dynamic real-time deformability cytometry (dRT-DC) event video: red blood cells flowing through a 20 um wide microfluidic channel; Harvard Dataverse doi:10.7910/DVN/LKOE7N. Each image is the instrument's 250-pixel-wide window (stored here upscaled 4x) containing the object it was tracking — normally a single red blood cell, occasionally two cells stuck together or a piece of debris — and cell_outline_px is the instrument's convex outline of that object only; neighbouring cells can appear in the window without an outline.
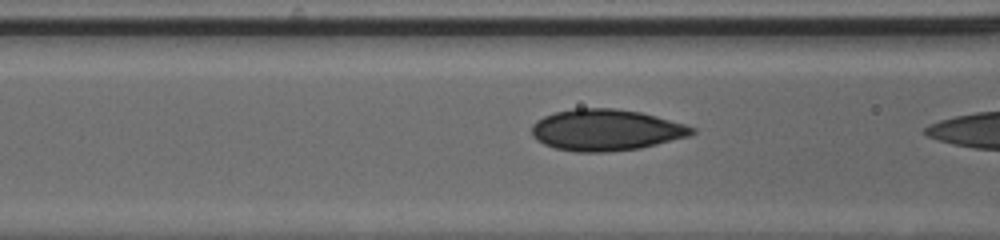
{"species": "human", "species_latin": "Homo sapiens", "temperature_condition": "cold", "stored_images_in_passage": 12, "camera_frame_rate_fps": 3000, "um_per_image_px": 0.085, "donor": {"sex": "male"}, "frame": {"image": 1, "passage_image": 11, "time_ms": 3.333, "image_size_px": [1000, 240], "cell_outline_px": [[696, 132], [688, 136], [640, 148], [604, 152], [576, 152], [556, 148], [544, 144], [536, 140], [532, 136], [532, 124], [536, 120], [544, 116], [556, 112], [576, 108], [616, 108], [640, 112], [656, 116], [684, 124], [696, 128]], "centroid_in_image_um": [51.48, 11.04], "position_along_channel_um": 115.1, "area_um2": 38.49}}